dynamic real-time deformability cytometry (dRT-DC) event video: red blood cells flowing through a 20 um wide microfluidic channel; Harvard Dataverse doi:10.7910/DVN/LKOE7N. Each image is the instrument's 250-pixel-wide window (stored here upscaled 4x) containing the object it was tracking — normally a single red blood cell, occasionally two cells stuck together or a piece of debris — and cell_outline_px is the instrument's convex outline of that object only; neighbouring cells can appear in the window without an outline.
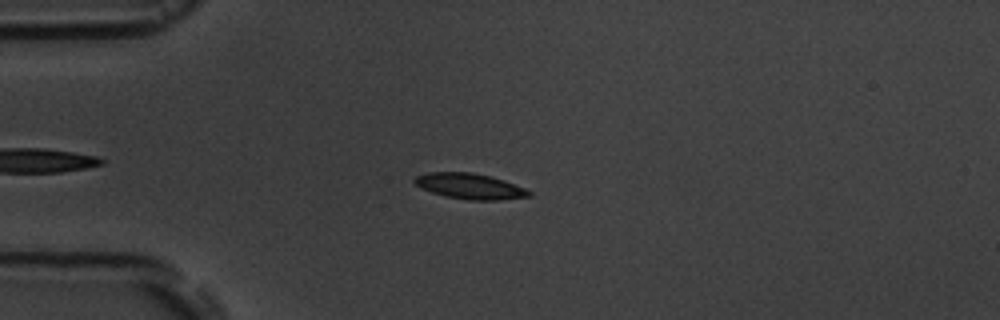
{"species": "common noctule bat (a hibernating species)", "species_latin": "Nyctalus noctula", "temperature_condition": "room temperature", "stored_images_in_passage": 11, "camera_frame_rate_fps": 3000, "um_per_image_px": 0.085, "animal": {"sex": "male", "body_mass_g": 19.5, "forearm_length_mm": 54.6}, "frame": {"image": 1, "passage_image": 4, "time_ms": 4.333, "image_size_px": [1000, 320], "cell_outline_px": [[532, 196], [496, 200], [472, 200], [444, 196], [420, 188], [412, 180], [416, 176], [428, 172], [472, 172], [504, 180], [524, 188], [532, 192]], "centroid_in_image_um": [39.92, 15.82], "position_along_channel_um": 45.1, "area_um2": 16.99}}
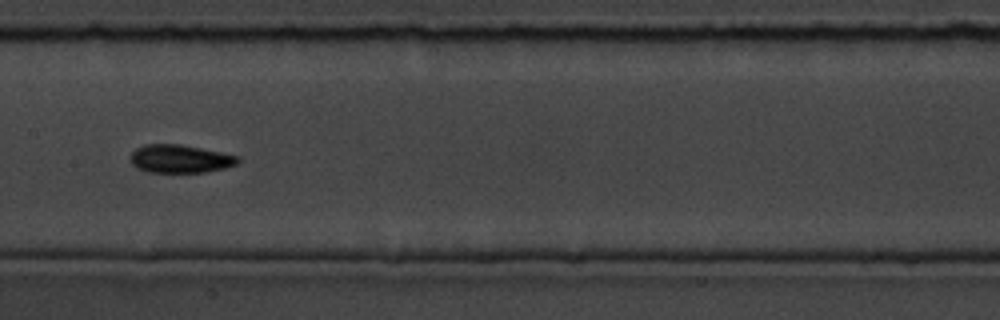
{"frame": {"image": 2, "passage_image": 8, "time_ms": 9.0, "image_size_px": [1000, 320], "cell_outline_px": [[240, 160], [236, 164], [224, 168], [204, 172], [148, 172], [136, 168], [132, 164], [132, 152], [136, 148], [144, 144], [180, 144], [220, 152], [236, 156]], "centroid_in_image_um": [15.27, 13.5], "position_along_channel_um": 192.1, "area_um2": 17.4}}
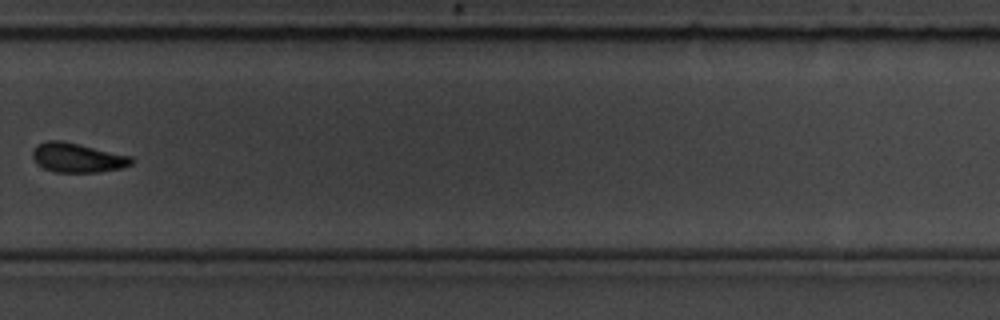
{"frame": {"image": 3, "passage_image": 11, "time_ms": 12.667, "image_size_px": [1000, 320], "cell_outline_px": [[132, 164], [120, 168], [96, 172], [56, 172], [44, 168], [36, 164], [32, 156], [32, 152], [36, 144], [48, 140], [60, 140], [132, 156]], "centroid_in_image_um": [6.54, 13.4], "position_along_channel_um": 323.3, "area_um2": 16.82}}